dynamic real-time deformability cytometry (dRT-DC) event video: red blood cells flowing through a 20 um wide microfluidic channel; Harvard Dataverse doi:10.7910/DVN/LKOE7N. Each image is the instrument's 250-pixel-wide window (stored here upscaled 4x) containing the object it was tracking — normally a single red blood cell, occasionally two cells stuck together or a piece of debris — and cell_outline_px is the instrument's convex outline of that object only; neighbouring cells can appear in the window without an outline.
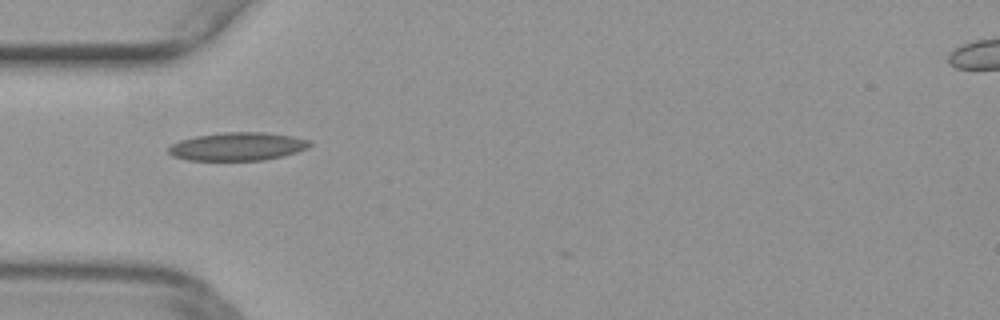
{"species": "common noctule bat (a hibernating species)", "species_latin": "Nyctalus noctula", "temperature_condition": "warm", "stored_images_in_passage": 8, "camera_frame_rate_fps": 3000, "um_per_image_px": 0.085, "animal": {"sex": "female", "body_mass_g": 29.2, "forearm_length_mm": 56.3}, "frame": {"image": 1, "passage_image": 1, "time_ms": 0.0, "image_size_px": [1000, 320], "cell_outline_px": [[312, 144], [308, 148], [296, 152], [264, 160], [188, 160], [172, 156], [168, 152], [168, 148], [172, 144], [180, 140], [196, 136], [224, 132], [264, 132], [292, 136], [312, 140]], "centroid_in_image_um": [20.2, 12.44], "position_along_channel_um": 64.8, "area_um2": 23.18}}
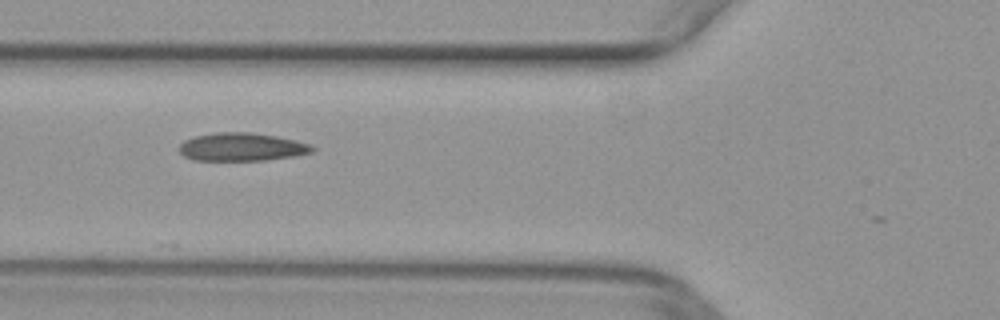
{"frame": {"image": 2, "passage_image": 4, "time_ms": 1.0, "image_size_px": [1000, 320], "cell_outline_px": [[316, 148], [312, 152], [292, 156], [268, 160], [192, 160], [184, 156], [180, 152], [180, 144], [184, 140], [196, 136], [216, 132], [248, 132], [276, 136], [296, 140], [312, 144]], "centroid_in_image_um": [20.57, 12.49], "position_along_channel_um": 105.2, "area_um2": 21.79}}
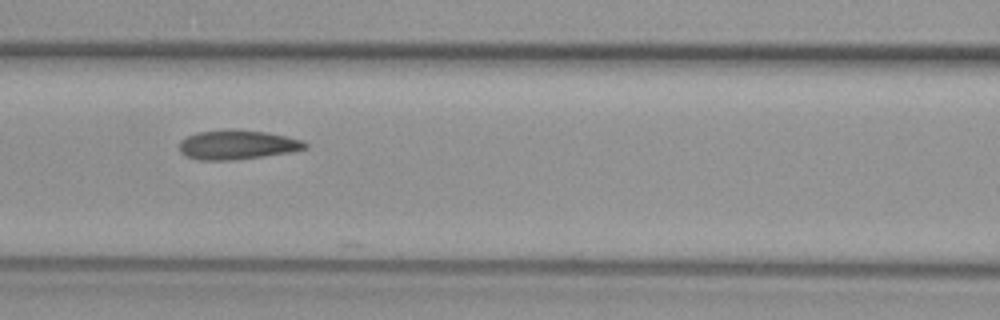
{"frame": {"image": 3, "passage_image": 7, "time_ms": 2.0, "image_size_px": [1000, 320], "cell_outline_px": [[308, 148], [288, 152], [264, 156], [232, 160], [196, 160], [184, 156], [180, 152], [180, 140], [196, 132], [232, 128], [264, 132], [288, 136], [304, 140], [308, 144]], "centroid_in_image_um": [20.15, 12.3], "position_along_channel_um": 146.4, "area_um2": 21.79}}